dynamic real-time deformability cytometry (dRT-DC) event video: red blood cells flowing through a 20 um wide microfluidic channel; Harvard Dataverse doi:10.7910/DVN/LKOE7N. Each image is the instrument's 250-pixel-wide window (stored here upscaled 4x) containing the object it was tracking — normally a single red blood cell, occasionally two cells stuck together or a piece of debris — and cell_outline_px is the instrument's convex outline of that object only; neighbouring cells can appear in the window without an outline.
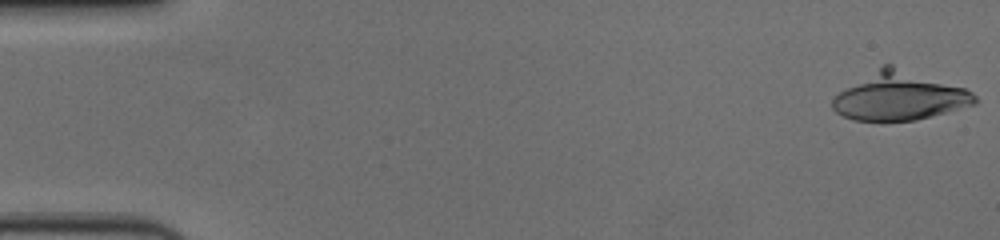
{"species": "human", "species_latin": "Homo sapiens", "temperature_condition": "cold", "stored_images_in_passage": 57, "camera_frame_rate_fps": 3000, "um_per_image_px": 0.085, "donor": {"sex": "female"}, "frame": {"image": 1, "passage_image": 1, "time_ms": 0.0, "image_size_px": [1000, 240], "cell_outline_px": [[976, 104], [916, 120], [852, 120], [836, 112], [832, 108], [832, 100], [840, 92], [884, 64], [892, 64], [964, 88], [972, 92], [976, 96]], "centroid_in_image_um": [76.48, 8.18], "position_along_channel_um": 8.5, "area_um2": 39.13}}
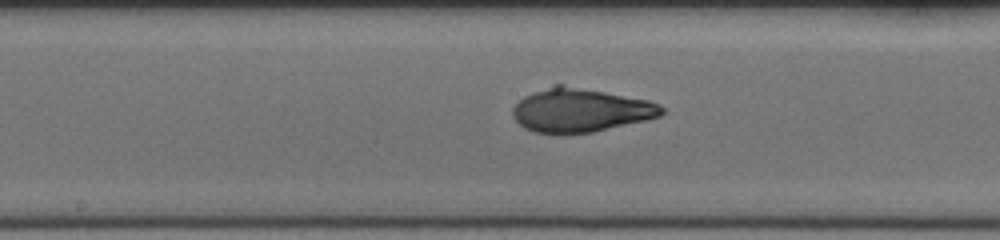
{"frame": {"image": 2, "passage_image": 30, "time_ms": 9.667, "image_size_px": [1000, 240], "cell_outline_px": [[664, 112], [660, 116], [648, 120], [592, 132], [560, 136], [532, 132], [524, 128], [512, 116], [512, 108], [524, 96], [532, 92], [556, 84], [564, 84], [648, 100], [660, 104], [664, 108]], "centroid_in_image_um": [49.32, 9.39], "position_along_channel_um": 198.9, "area_um2": 38.55}}
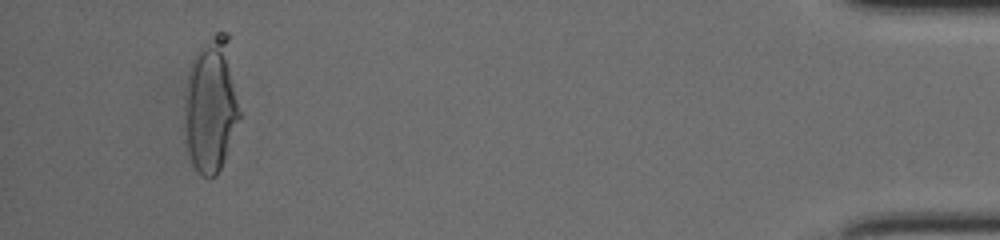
{"frame": {"image": 3, "passage_image": 54, "time_ms": 17.667, "image_size_px": [1000, 240], "cell_outline_px": [[240, 116], [224, 160], [216, 176], [208, 180], [200, 176], [192, 164], [184, 148], [184, 96], [188, 76], [192, 60], [196, 52], [216, 32], [228, 32], [240, 112]], "centroid_in_image_um": [17.91, 9.01], "position_along_channel_um": 417.3, "area_um2": 43.93}, "authors_computed_cell_mechanics": {"area_um2": 39.1884, "velocity_mm_per_s": 3.6369, "shape_relaxation_time_tau1_ms": 8.8969, "shape_relaxation_time_tau2_ms": 0.868, "deformation_change_tau1": 0.2873, "deformation_change_tau2": 0.0382}}